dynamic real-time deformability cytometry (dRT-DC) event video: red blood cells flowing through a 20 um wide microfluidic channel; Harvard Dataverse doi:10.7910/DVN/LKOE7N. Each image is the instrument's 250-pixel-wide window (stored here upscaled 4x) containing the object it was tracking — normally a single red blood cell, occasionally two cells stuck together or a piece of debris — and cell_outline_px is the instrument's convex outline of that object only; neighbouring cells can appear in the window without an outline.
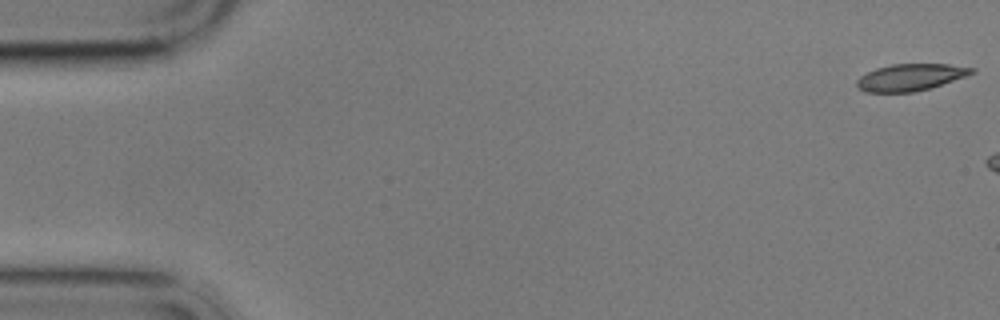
{"species": "common noctule bat (a hibernating species)", "species_latin": "Nyctalus noctula", "temperature_condition": "cold", "stored_images_in_passage": 3, "camera_frame_rate_fps": 3000, "um_per_image_px": 0.085, "animal": {"sex": "male", "body_mass_g": 17.9}, "frame": {"image": 1, "passage_image": 1, "time_ms": 0.0, "image_size_px": [1000, 320], "cell_outline_px": [[976, 72], [928, 88], [912, 92], [864, 92], [856, 88], [856, 80], [860, 76], [876, 68], [892, 64], [948, 64], [976, 68]], "centroid_in_image_um": [77.33, 6.56], "position_along_channel_um": 7.7, "area_um2": 17.8}}